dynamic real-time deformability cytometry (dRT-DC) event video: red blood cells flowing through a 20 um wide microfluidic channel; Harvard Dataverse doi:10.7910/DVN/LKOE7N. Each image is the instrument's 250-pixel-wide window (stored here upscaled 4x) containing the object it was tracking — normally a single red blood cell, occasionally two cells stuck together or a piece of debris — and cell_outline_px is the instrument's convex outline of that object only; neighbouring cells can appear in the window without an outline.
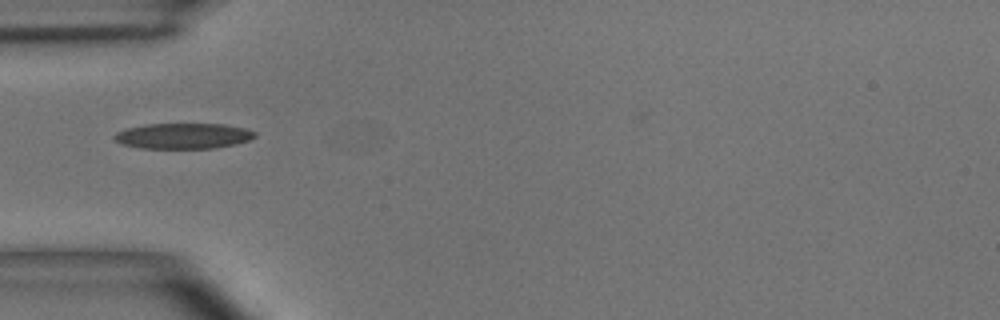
{"species": "common noctule bat (a hibernating species)", "species_latin": "Nyctalus noctula", "temperature_condition": "room temperature", "stored_images_in_passage": 1, "camera_frame_rate_fps": 3000, "um_per_image_px": 0.085, "animal": {"sex": "male", "body_mass_g": 15.6}, "frame": {"image": 1, "passage_image": 1, "time_ms": 0.0, "image_size_px": [1000, 320], "cell_outline_px": [[256, 136], [248, 140], [236, 144], [212, 148], [140, 148], [120, 144], [112, 136], [116, 132], [128, 128], [144, 124], [224, 124], [244, 128], [256, 132]], "centroid_in_image_um": [15.55, 11.55], "position_along_channel_um": 69.5, "area_um2": 20.92}}